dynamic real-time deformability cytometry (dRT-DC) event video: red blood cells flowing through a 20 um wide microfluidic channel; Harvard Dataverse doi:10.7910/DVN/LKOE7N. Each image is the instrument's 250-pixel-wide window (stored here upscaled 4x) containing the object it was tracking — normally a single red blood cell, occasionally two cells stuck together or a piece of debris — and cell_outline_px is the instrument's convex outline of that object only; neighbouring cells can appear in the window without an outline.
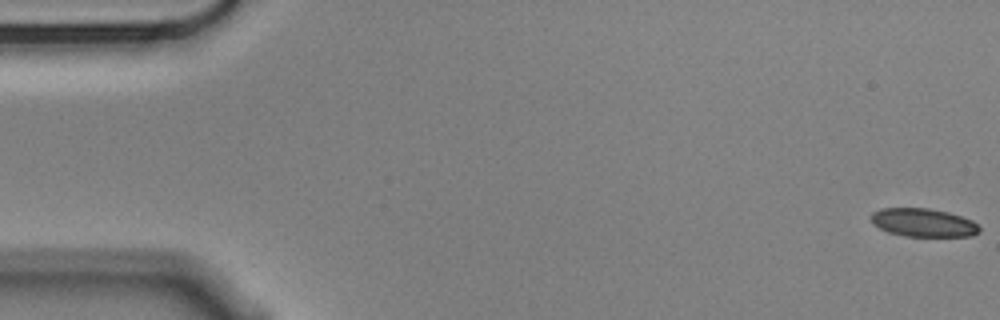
{"species": "Egyptian fruit bat (a non-hibernating species)", "species_latin": "Rousettus aegyptiacus", "temperature_condition": "cold", "stored_images_in_passage": 57, "camera_frame_rate_fps": 3000, "um_per_image_px": 0.085, "animal": {"sex": "male"}, "frame": {"image": 1, "passage_image": 1, "time_ms": 0.0, "image_size_px": [1000, 320], "cell_outline_px": [[980, 232], [972, 236], [904, 236], [888, 232], [872, 224], [868, 216], [872, 212], [880, 208], [928, 208], [948, 212], [972, 220], [980, 228]], "centroid_in_image_um": [78.43, 18.92], "position_along_channel_um": 6.6, "area_um2": 18.03}}
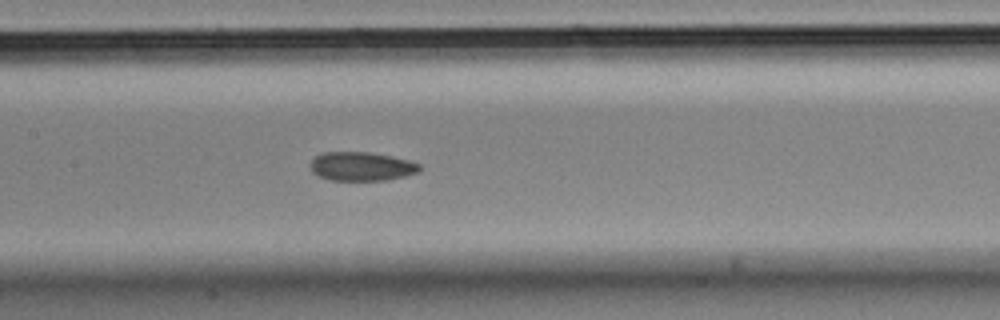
{"frame": {"image": 2, "passage_image": 27, "time_ms": 8.667, "image_size_px": [1000, 320], "cell_outline_px": [[420, 172], [388, 180], [332, 180], [320, 176], [312, 172], [312, 160], [316, 156], [324, 152], [368, 152], [392, 156], [408, 160], [420, 164]], "centroid_in_image_um": [30.77, 14.14], "position_along_channel_um": 176.6, "area_um2": 18.21}}
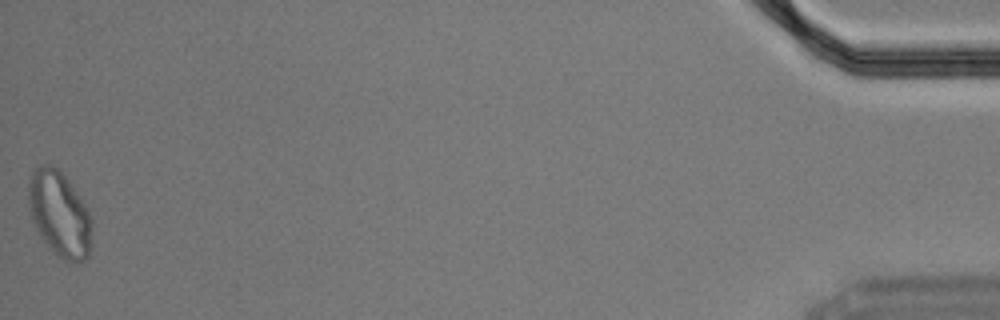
{"frame": {"image": 3, "passage_image": 57, "time_ms": 18.667, "image_size_px": [1000, 320], "cell_outline_px": [[92, 228], [88, 256], [84, 260], [64, 260], [56, 256], [48, 248], [40, 236], [32, 220], [28, 208], [28, 184], [32, 172], [40, 164], [52, 164], [64, 176], [88, 208], [92, 220]], "centroid_in_image_um": [5.03, 18.18], "position_along_channel_um": 430.2, "area_um2": 31.56}, "authors_computed_cell_mechanics": {"area_um2": 19.2474, "velocity_mm_per_s": 3.52, "shape_relaxation_time_tau1_ms": 8.8441, "shape_relaxation_time_tau2_ms": 3.1669, "deformation_change_tau1": 0.1356, "deformation_change_tau2": 0.0823}}